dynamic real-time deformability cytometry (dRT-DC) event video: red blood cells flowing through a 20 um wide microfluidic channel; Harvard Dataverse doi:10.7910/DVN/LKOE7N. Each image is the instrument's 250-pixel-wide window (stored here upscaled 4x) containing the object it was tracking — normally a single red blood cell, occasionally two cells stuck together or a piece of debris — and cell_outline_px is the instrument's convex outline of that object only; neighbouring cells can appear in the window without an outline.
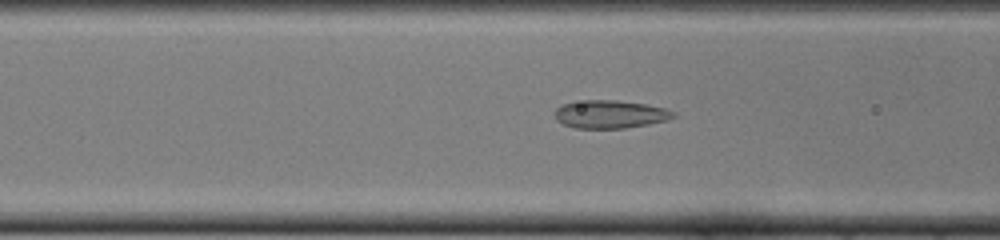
{"species": "common noctule bat (a hibernating species)", "species_latin": "Nyctalus noctula", "temperature_condition": "cold", "stored_images_in_passage": 40, "camera_frame_rate_fps": 3000, "um_per_image_px": 0.085, "animal": {"sex": "female", "body_mass_g": 22.0, "forearm_length_mm": 56.7}, "frame": {"image": 1, "passage_image": 9, "time_ms": 2.667, "image_size_px": [1000, 240], "cell_outline_px": [[676, 116], [668, 120], [648, 124], [624, 128], [576, 128], [564, 124], [556, 120], [556, 108], [560, 104], [584, 100], [616, 100], [648, 104], [664, 108], [676, 112]], "centroid_in_image_um": [51.88, 9.7], "position_along_channel_um": 114.7, "area_um2": 19.42}}
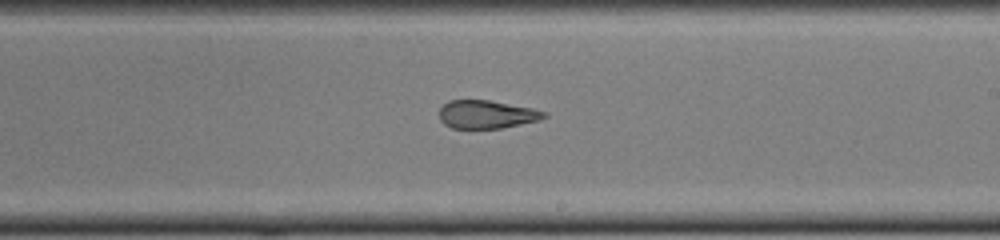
{"frame": {"image": 2, "passage_image": 19, "time_ms": 6.0, "image_size_px": [1000, 240], "cell_outline_px": [[548, 116], [540, 120], [500, 128], [452, 128], [444, 124], [440, 120], [440, 108], [448, 100], [488, 100], [532, 108], [548, 112]], "centroid_in_image_um": [41.38, 9.72], "position_along_channel_um": 247.6, "area_um2": 17.17}}
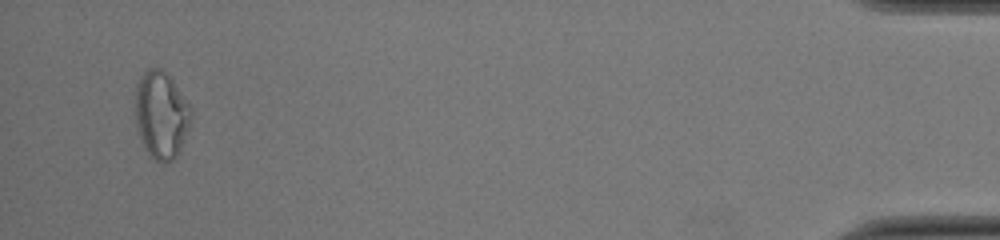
{"frame": {"image": 3, "passage_image": 38, "time_ms": 12.333, "image_size_px": [1000, 240], "cell_outline_px": [[192, 116], [188, 128], [180, 148], [176, 156], [172, 160], [164, 164], [148, 156], [140, 136], [136, 124], [136, 84], [140, 76], [148, 68], [160, 68], [172, 80], [192, 108]], "centroid_in_image_um": [13.7, 9.78], "position_along_channel_um": 421.5, "area_um2": 28.15}, "authors_computed_cell_mechanics": {"area_um2": 19.8254, "velocity_mm_per_s": 4.0084, "shape_relaxation_time_tau1_ms": null, "shape_relaxation_time_tau2_ms": 1.5414, "deformation_change_tau1": null, "deformation_change_tau2": 0.0835}}